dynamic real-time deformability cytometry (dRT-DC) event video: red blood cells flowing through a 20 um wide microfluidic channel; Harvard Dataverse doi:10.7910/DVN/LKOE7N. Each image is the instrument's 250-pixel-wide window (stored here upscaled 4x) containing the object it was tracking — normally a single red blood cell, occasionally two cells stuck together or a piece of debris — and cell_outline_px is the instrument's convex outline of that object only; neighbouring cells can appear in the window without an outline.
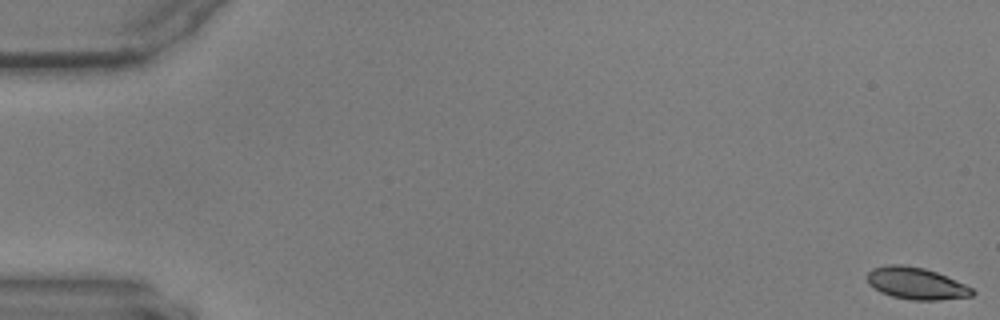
{"species": "common noctule bat (a hibernating species)", "species_latin": "Nyctalus noctula", "temperature_condition": "warm", "stored_images_in_passage": 19, "camera_frame_rate_fps": 3000, "um_per_image_px": 0.085, "animal": {"sex": "male", "body_mass_g": 17.9, "forearm_length_mm": 54.2}, "frame": {"image": 1, "passage_image": 1, "time_ms": 0.0, "image_size_px": [1000, 320], "cell_outline_px": [[976, 292], [972, 296], [940, 300], [908, 300], [892, 296], [880, 292], [868, 284], [864, 276], [872, 268], [888, 264], [900, 264], [924, 268], [936, 272], [964, 284], [972, 288]], "centroid_in_image_um": [77.82, 24.09], "position_along_channel_um": 7.2, "area_um2": 19.71}}